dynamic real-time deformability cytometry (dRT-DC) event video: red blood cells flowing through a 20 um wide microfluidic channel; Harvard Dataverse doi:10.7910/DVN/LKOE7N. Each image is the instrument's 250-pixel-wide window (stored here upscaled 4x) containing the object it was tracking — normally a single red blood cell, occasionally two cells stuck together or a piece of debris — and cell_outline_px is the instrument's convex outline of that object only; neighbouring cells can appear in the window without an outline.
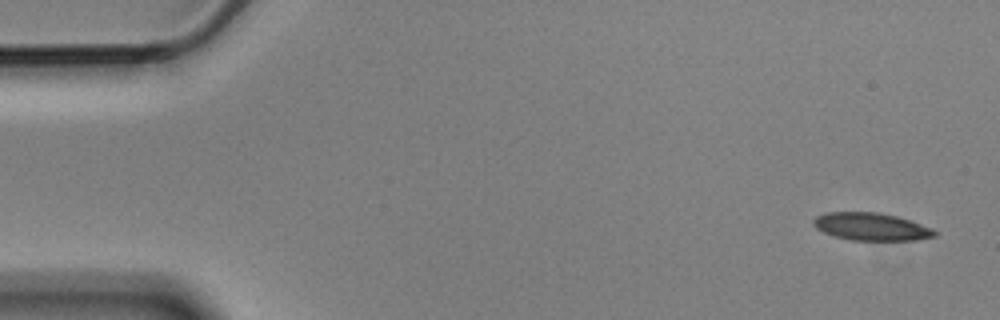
{"species": "Egyptian fruit bat (a non-hibernating species)", "species_latin": "Rousettus aegyptiacus", "temperature_condition": "cold", "stored_images_in_passage": 4, "camera_frame_rate_fps": 3000, "um_per_image_px": 0.085, "animal": {"sex": "male"}, "frame": {"image": 1, "passage_image": 1, "time_ms": 0.0, "image_size_px": [1000, 320], "cell_outline_px": [[936, 236], [916, 240], [852, 240], [832, 236], [816, 228], [812, 224], [812, 220], [816, 216], [824, 212], [876, 212], [896, 216], [932, 228], [936, 232]], "centroid_in_image_um": [74.0, 19.26], "position_along_channel_um": 11.0, "area_um2": 19.48}}
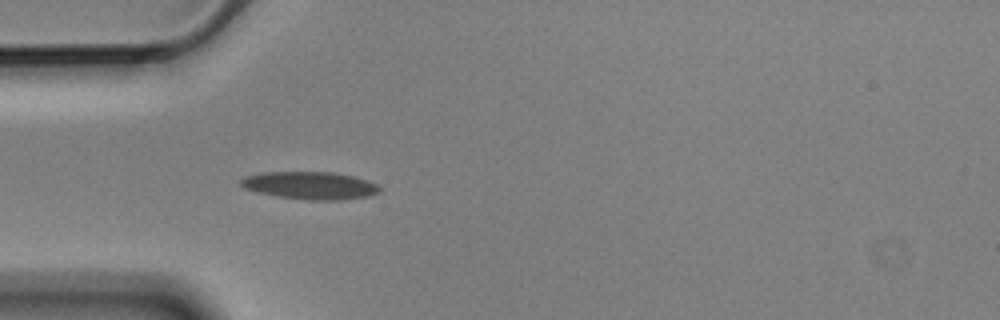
{"frame": {"image": 2, "passage_image": 4, "time_ms": 1.0, "image_size_px": [1000, 320], "cell_outline_px": [[380, 192], [368, 196], [340, 200], [304, 200], [276, 196], [256, 192], [244, 188], [240, 184], [240, 180], [244, 176], [264, 172], [332, 172], [352, 176], [376, 184], [380, 188]], "centroid_in_image_um": [26.31, 15.77], "position_along_channel_um": 58.7, "area_um2": 22.31}}